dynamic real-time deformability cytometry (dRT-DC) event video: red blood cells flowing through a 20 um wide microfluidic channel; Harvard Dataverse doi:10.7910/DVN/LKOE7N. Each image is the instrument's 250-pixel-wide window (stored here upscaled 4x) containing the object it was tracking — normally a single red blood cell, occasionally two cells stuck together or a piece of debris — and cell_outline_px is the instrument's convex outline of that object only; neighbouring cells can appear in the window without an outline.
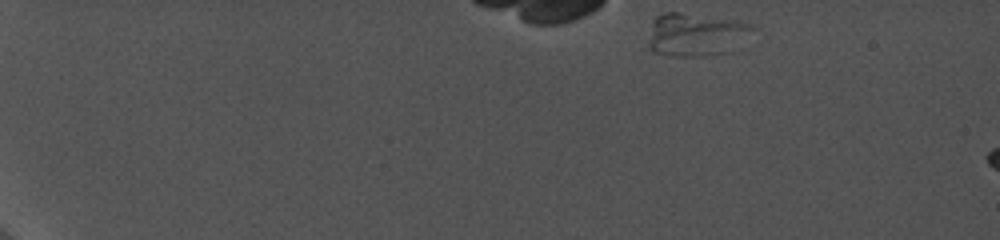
{"species": "common noctule bat (a hibernating species)", "species_latin": "Nyctalus noctula", "temperature_condition": "cold", "stored_images_in_passage": 9, "segment_of_instrument_passage": [1, 2], "camera_frame_rate_fps": 5000, "um_per_image_px": 0.085, "animal": {"sex": "female", "body_mass_g": 19.0, "forearm_length_mm": 56.7}, "frame": {"image": 1, "passage_image": 1, "time_ms": 0.0, "image_size_px": [1000, 240], "cell_outline_px": [[760, 28], [732, 52], [704, 56], [668, 56], [656, 52], [648, 48], [648, 44], [652, 20], [656, 16], [664, 12], [680, 12], [740, 20], [756, 24]], "centroid_in_image_um": [59.26, 2.93], "position_along_channel_um": 25.7, "area_um2": 27.28}}